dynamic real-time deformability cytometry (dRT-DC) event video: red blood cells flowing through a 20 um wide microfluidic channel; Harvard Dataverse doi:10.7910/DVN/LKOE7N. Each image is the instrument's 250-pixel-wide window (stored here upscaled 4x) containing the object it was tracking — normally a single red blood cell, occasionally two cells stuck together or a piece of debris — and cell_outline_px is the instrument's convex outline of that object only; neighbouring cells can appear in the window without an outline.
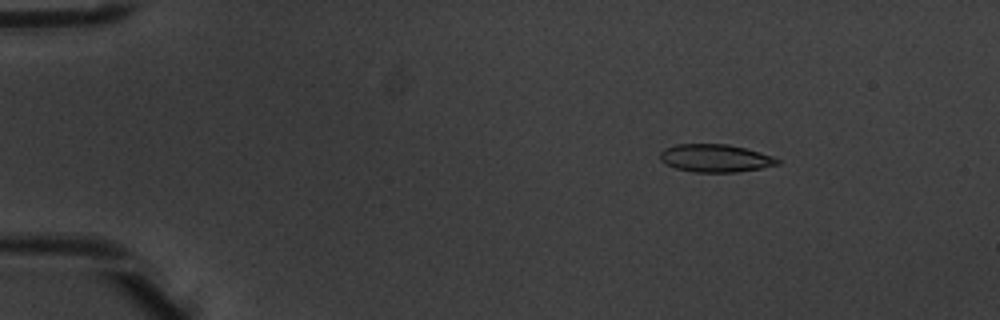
{"species": "common noctule bat (a hibernating species)", "species_latin": "Nyctalus noctula", "temperature_condition": "warm", "stored_images_in_passage": 7, "camera_frame_rate_fps": 3000, "um_per_image_px": 0.085, "animal": {"sex": "male", "body_mass_g": 20.1, "forearm_length_mm": 53.5}, "frame": {"image": 1, "passage_image": 1, "time_ms": 0.0, "image_size_px": [1000, 320], "cell_outline_px": [[780, 164], [760, 168], [736, 172], [692, 172], [676, 168], [660, 160], [660, 152], [664, 148], [676, 144], [728, 144], [744, 148], [772, 156], [780, 160]], "centroid_in_image_um": [60.78, 13.44], "position_along_channel_um": 24.2, "area_um2": 18.9}}
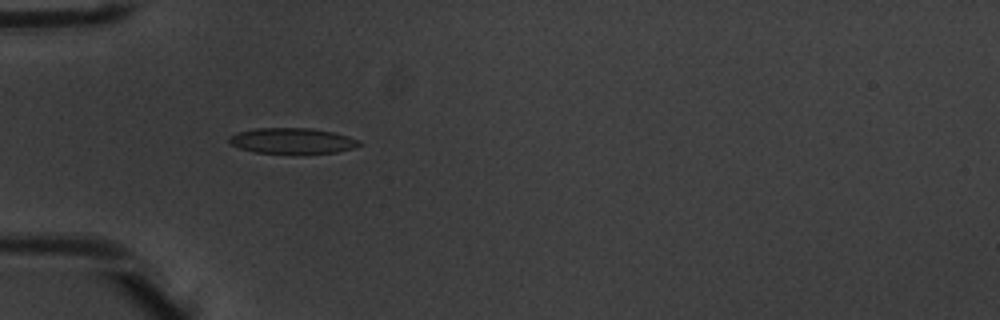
{"frame": {"image": 2, "passage_image": 3, "time_ms": 0.667, "image_size_px": [1000, 320], "cell_outline_px": [[364, 144], [352, 148], [336, 152], [304, 156], [300, 156], [256, 152], [240, 148], [232, 144], [228, 140], [228, 136], [236, 132], [256, 128], [312, 128], [332, 132], [348, 136]], "centroid_in_image_um": [24.84, 12.01], "position_along_channel_um": 60.2, "area_um2": 20.17}}
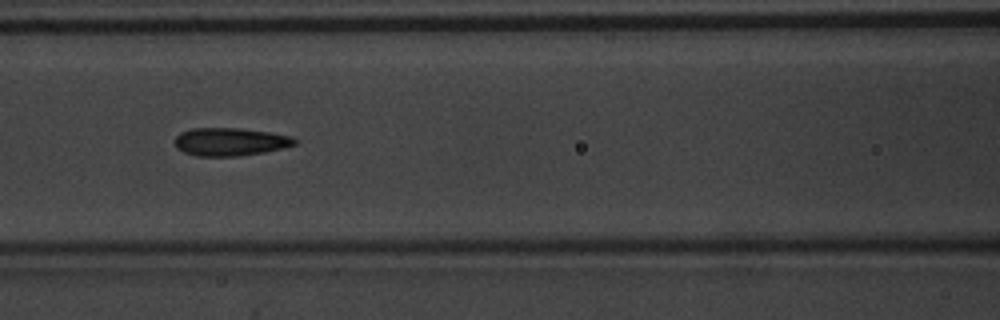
{"frame": {"image": 3, "passage_image": 5, "time_ms": 1.333, "image_size_px": [1000, 320], "cell_outline_px": [[296, 144], [284, 148], [264, 152], [240, 156], [196, 156], [184, 152], [176, 148], [176, 136], [180, 132], [192, 128], [236, 128], [268, 132], [292, 136], [296, 140]], "centroid_in_image_um": [19.56, 12.05], "position_along_channel_um": 147.0, "area_um2": 19.54}}